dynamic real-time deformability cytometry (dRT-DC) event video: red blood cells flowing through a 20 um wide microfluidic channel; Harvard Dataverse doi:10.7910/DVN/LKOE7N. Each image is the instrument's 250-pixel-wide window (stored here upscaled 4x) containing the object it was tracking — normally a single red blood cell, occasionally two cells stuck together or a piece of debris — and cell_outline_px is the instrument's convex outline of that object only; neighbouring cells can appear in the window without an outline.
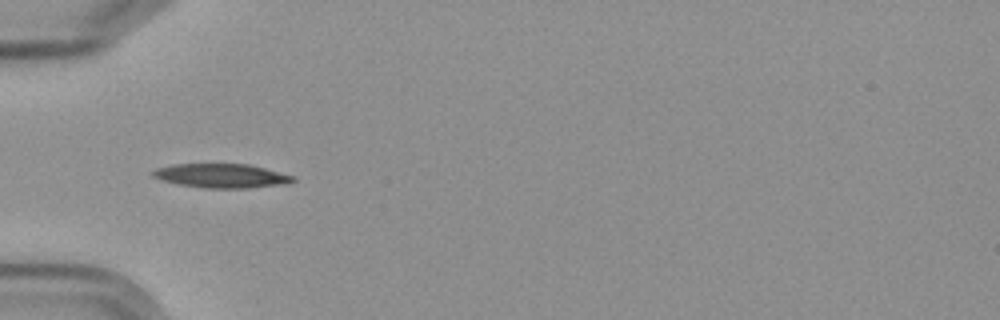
{"species": "Egyptian fruit bat (a non-hibernating species)", "species_latin": "Rousettus aegyptiacus", "temperature_condition": "cold", "stored_images_in_passage": 11, "segment_of_instrument_passage": [2, 2], "camera_frame_rate_fps": 3000, "um_per_image_px": 0.085, "frame": {"image": 1, "passage_image": 5, "time_ms": 5.333, "image_size_px": [1000, 320], "cell_outline_px": [[296, 180], [288, 184], [248, 188], [204, 188], [180, 184], [164, 180], [152, 176], [152, 172], [156, 168], [172, 164], [248, 164], [296, 176]], "centroid_in_image_um": [18.88, 14.94], "position_along_channel_um": 66.1, "area_um2": 19.65}}
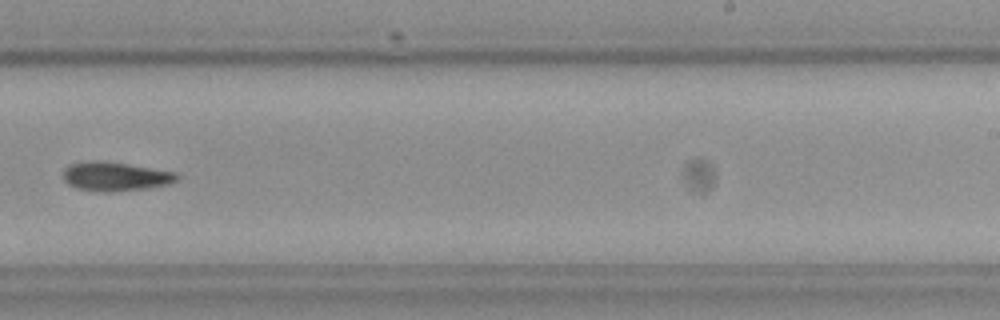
{"frame": {"image": 2, "passage_image": 10, "time_ms": 11.333, "image_size_px": [1000, 320], "cell_outline_px": [[180, 176], [176, 180], [168, 184], [148, 188], [108, 192], [104, 192], [76, 188], [68, 184], [64, 180], [64, 168], [68, 164], [88, 160], [96, 160], [124, 164], [176, 172]], "centroid_in_image_um": [9.76, 15.0], "position_along_channel_um": 279.2, "area_um2": 19.07}}